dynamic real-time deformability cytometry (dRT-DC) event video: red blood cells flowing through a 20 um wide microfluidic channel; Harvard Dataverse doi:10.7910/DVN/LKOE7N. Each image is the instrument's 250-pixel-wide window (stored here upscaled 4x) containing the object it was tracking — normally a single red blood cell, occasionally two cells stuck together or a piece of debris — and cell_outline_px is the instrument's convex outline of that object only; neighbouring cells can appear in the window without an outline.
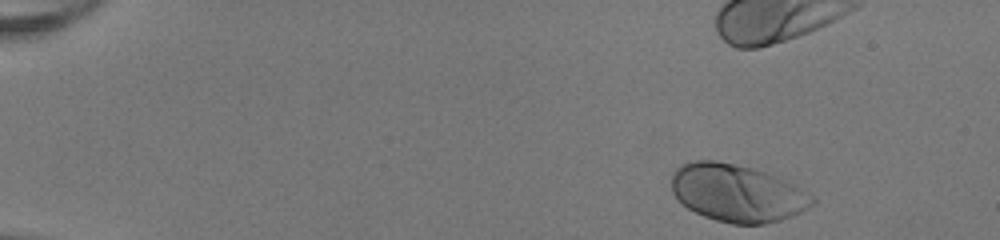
{"species": "human", "species_latin": "Homo sapiens", "temperature_condition": "room temperature", "stored_images_in_passage": 37, "camera_frame_rate_fps": 3000, "um_per_image_px": 0.085, "donor": {"sex": "female"}, "frame": {"image": 1, "passage_image": 1, "time_ms": 0.0, "image_size_px": [1000, 240], "cell_outline_px": [[816, 204], [792, 216], [780, 220], [764, 224], [732, 224], [716, 220], [704, 216], [688, 208], [672, 192], [672, 172], [680, 164], [692, 160], [716, 160], [752, 168], [776, 176], [800, 188], [812, 196], [816, 200]], "centroid_in_image_um": [62.65, 16.4], "position_along_channel_um": 22.4, "area_um2": 47.05}}
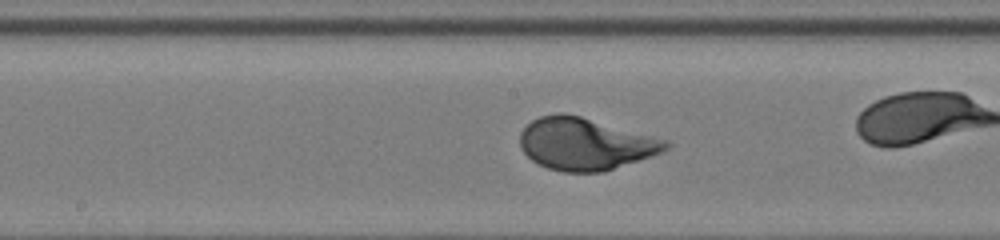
{"frame": {"image": 2, "passage_image": 23, "time_ms": 7.333, "image_size_px": [1000, 240], "cell_outline_px": [[672, 144], [664, 152], [604, 172], [560, 172], [548, 168], [532, 160], [520, 148], [520, 132], [532, 120], [540, 116], [556, 112], [564, 112], [580, 116], [668, 140]], "centroid_in_image_um": [49.75, 12.23], "position_along_channel_um": 198.4, "area_um2": 44.45}}
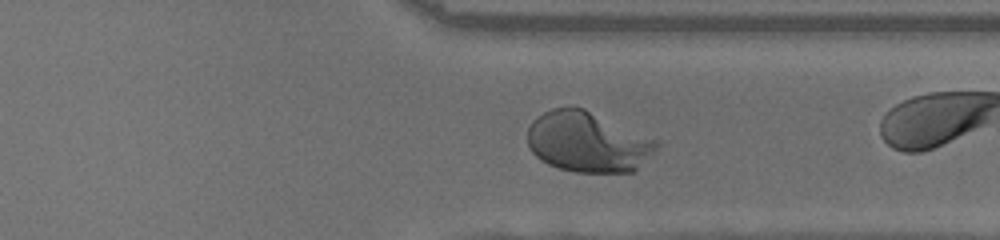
{"frame": {"image": 3, "passage_image": 35, "time_ms": 11.333, "image_size_px": [1000, 240], "cell_outline_px": [[660, 144], [632, 172], [572, 172], [548, 164], [540, 160], [532, 152], [528, 144], [528, 128], [532, 120], [536, 116], [552, 108], [572, 104], [584, 108], [660, 140]], "centroid_in_image_um": [49.93, 12.03], "position_along_channel_um": 361.5, "area_um2": 45.78}}